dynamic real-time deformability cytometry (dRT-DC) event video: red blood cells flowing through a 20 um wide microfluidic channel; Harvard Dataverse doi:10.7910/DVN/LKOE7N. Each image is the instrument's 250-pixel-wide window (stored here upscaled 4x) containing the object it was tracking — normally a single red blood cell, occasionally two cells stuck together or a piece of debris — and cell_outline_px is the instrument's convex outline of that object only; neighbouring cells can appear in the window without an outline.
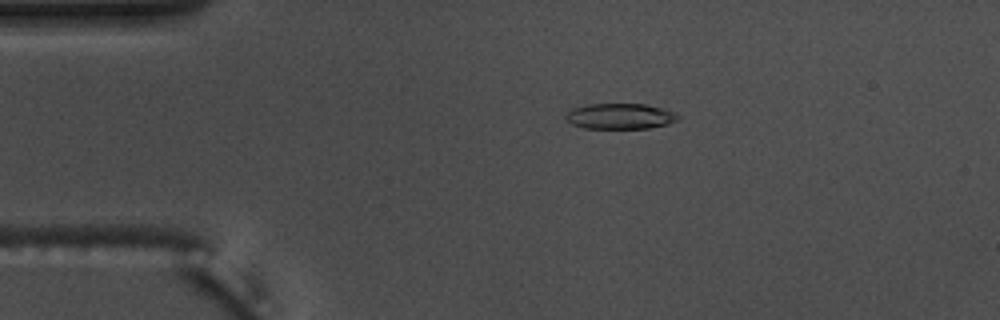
{"species": "common noctule bat (a hibernating species)", "species_latin": "Nyctalus noctula", "temperature_condition": "warm", "stored_images_in_passage": 48, "camera_frame_rate_fps": 3000, "um_per_image_px": 0.085, "animal": {"sex": "male", "body_mass_g": 17.5, "forearm_length_mm": 52.3}, "frame": {"image": 1, "passage_image": 4, "time_ms": 1.0, "image_size_px": [1000, 320], "cell_outline_px": [[680, 116], [676, 120], [668, 124], [648, 128], [584, 128], [572, 124], [564, 116], [572, 108], [588, 104], [644, 104], [676, 112]], "centroid_in_image_um": [52.7, 9.88], "position_along_channel_um": 32.3, "area_um2": 16.65}}
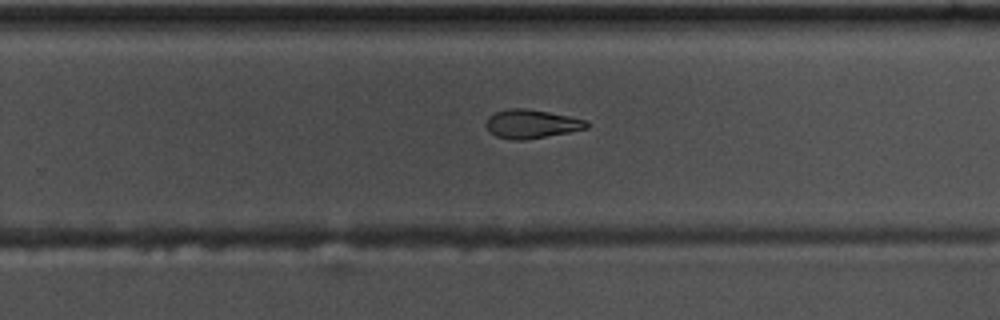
{"frame": {"image": 2, "passage_image": 28, "time_ms": 9.0, "image_size_px": [1000, 320], "cell_outline_px": [[592, 124], [588, 128], [568, 132], [524, 140], [512, 140], [496, 136], [488, 132], [484, 124], [488, 116], [496, 112], [508, 108], [524, 108], [548, 112], [588, 120]], "centroid_in_image_um": [45.16, 10.53], "position_along_channel_um": 284.6, "area_um2": 16.99}}
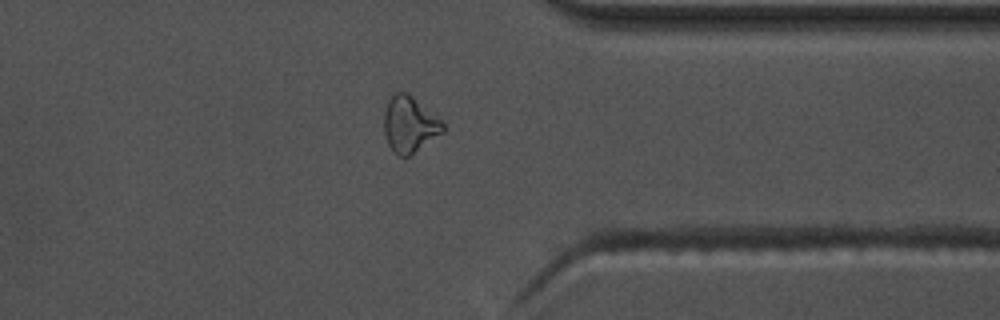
{"frame": {"image": 3, "passage_image": 36, "time_ms": 11.667, "image_size_px": [1000, 320], "cell_outline_px": [[444, 132], [408, 156], [396, 156], [392, 152], [388, 144], [384, 132], [384, 112], [388, 100], [396, 92], [404, 92], [412, 96], [440, 120], [444, 124]], "centroid_in_image_um": [34.78, 10.6], "position_along_channel_um": 376.6, "area_um2": 18.96}, "authors_computed_cell_mechanics": {"area_um2": 17.5423, "velocity_mm_per_s": 3.6939, "shape_relaxation_time_tau1_ms": 11.3567, "shape_relaxation_time_tau2_ms": 6.8544, "deformation_change_tau1": 0.2685, "deformation_change_tau2": 0.1578}}